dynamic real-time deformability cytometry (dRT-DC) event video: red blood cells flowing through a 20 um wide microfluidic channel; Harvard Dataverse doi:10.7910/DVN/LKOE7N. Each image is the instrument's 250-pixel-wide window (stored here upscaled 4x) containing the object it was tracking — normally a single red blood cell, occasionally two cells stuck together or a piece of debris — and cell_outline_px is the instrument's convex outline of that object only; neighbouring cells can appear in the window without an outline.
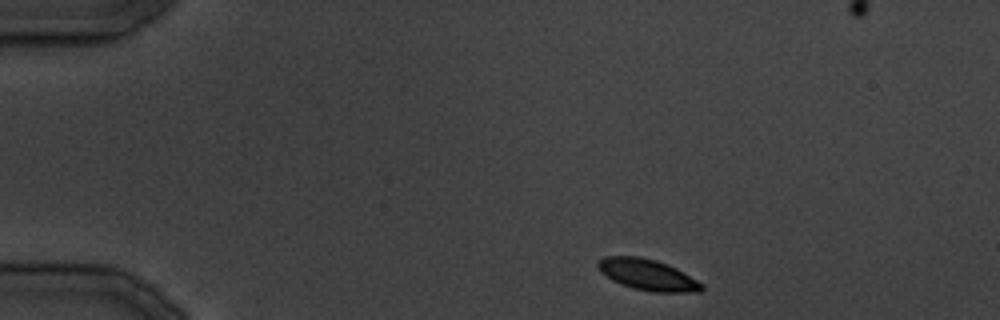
{"species": "common noctule bat (a hibernating species)", "species_latin": "Nyctalus noctula", "temperature_condition": "cold", "stored_images_in_passage": 7, "camera_frame_rate_fps": 3000, "um_per_image_px": 0.085, "animal": {"sex": "male", "body_mass_g": 19.5, "forearm_length_mm": 54.6}, "frame": {"image": 1, "passage_image": 1, "time_ms": 0.0, "image_size_px": [1000, 320], "cell_outline_px": [[704, 288], [700, 292], [652, 292], [632, 288], [620, 284], [612, 280], [600, 272], [596, 264], [604, 256], [640, 256], [656, 260], [668, 264], [676, 268], [704, 284]], "centroid_in_image_um": [55.04, 23.35], "position_along_channel_um": 30.0, "area_um2": 18.96}}